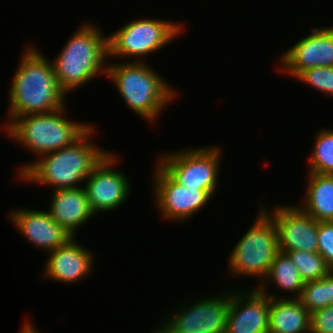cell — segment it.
<instances>
[{"instance_id":"obj_1","label":"cell","mask_w":333,"mask_h":333,"mask_svg":"<svg viewBox=\"0 0 333 333\" xmlns=\"http://www.w3.org/2000/svg\"><path fill=\"white\" fill-rule=\"evenodd\" d=\"M21 54L8 93L6 127L14 118L48 113L66 106V93L60 88L52 60L38 49L27 46Z\"/></svg>"},{"instance_id":"obj_2","label":"cell","mask_w":333,"mask_h":333,"mask_svg":"<svg viewBox=\"0 0 333 333\" xmlns=\"http://www.w3.org/2000/svg\"><path fill=\"white\" fill-rule=\"evenodd\" d=\"M95 129L92 125L71 146L44 154L31 163H23L17 177L29 183L54 187L53 190L83 187L81 183H85L86 178L109 153L94 144L92 134Z\"/></svg>"},{"instance_id":"obj_3","label":"cell","mask_w":333,"mask_h":333,"mask_svg":"<svg viewBox=\"0 0 333 333\" xmlns=\"http://www.w3.org/2000/svg\"><path fill=\"white\" fill-rule=\"evenodd\" d=\"M102 32L92 22H83L53 60L57 83L66 94L85 86L99 73L106 75L108 37Z\"/></svg>"},{"instance_id":"obj_4","label":"cell","mask_w":333,"mask_h":333,"mask_svg":"<svg viewBox=\"0 0 333 333\" xmlns=\"http://www.w3.org/2000/svg\"><path fill=\"white\" fill-rule=\"evenodd\" d=\"M107 65L106 77L114 83L129 109L149 122L158 120L163 109L178 95V91L145 61Z\"/></svg>"},{"instance_id":"obj_5","label":"cell","mask_w":333,"mask_h":333,"mask_svg":"<svg viewBox=\"0 0 333 333\" xmlns=\"http://www.w3.org/2000/svg\"><path fill=\"white\" fill-rule=\"evenodd\" d=\"M66 108L16 117L4 127L3 132L38 157L58 151L71 146L93 125L70 120L66 117Z\"/></svg>"},{"instance_id":"obj_6","label":"cell","mask_w":333,"mask_h":333,"mask_svg":"<svg viewBox=\"0 0 333 333\" xmlns=\"http://www.w3.org/2000/svg\"><path fill=\"white\" fill-rule=\"evenodd\" d=\"M260 208L253 225L248 228L228 255L230 266L228 273L233 277H259V282L262 283L280 250L274 220L263 206Z\"/></svg>"},{"instance_id":"obj_7","label":"cell","mask_w":333,"mask_h":333,"mask_svg":"<svg viewBox=\"0 0 333 333\" xmlns=\"http://www.w3.org/2000/svg\"><path fill=\"white\" fill-rule=\"evenodd\" d=\"M181 22L160 19H137L125 24L108 37V57H130L132 62H144L143 56H148L171 43L181 36ZM179 34V35H178ZM137 57L140 59L137 60Z\"/></svg>"},{"instance_id":"obj_8","label":"cell","mask_w":333,"mask_h":333,"mask_svg":"<svg viewBox=\"0 0 333 333\" xmlns=\"http://www.w3.org/2000/svg\"><path fill=\"white\" fill-rule=\"evenodd\" d=\"M221 154L216 145L180 149L162 153L157 164L178 184L206 190L213 196L218 187Z\"/></svg>"},{"instance_id":"obj_9","label":"cell","mask_w":333,"mask_h":333,"mask_svg":"<svg viewBox=\"0 0 333 333\" xmlns=\"http://www.w3.org/2000/svg\"><path fill=\"white\" fill-rule=\"evenodd\" d=\"M229 306L230 291L197 299L168 315L158 329L161 333H225Z\"/></svg>"},{"instance_id":"obj_10","label":"cell","mask_w":333,"mask_h":333,"mask_svg":"<svg viewBox=\"0 0 333 333\" xmlns=\"http://www.w3.org/2000/svg\"><path fill=\"white\" fill-rule=\"evenodd\" d=\"M154 167V202L161 217L165 220H189L210 202L208 191L198 188H186L175 182L158 164Z\"/></svg>"},{"instance_id":"obj_11","label":"cell","mask_w":333,"mask_h":333,"mask_svg":"<svg viewBox=\"0 0 333 333\" xmlns=\"http://www.w3.org/2000/svg\"><path fill=\"white\" fill-rule=\"evenodd\" d=\"M116 156L109 152L85 180L87 198L95 214L117 209L130 194L129 178L113 168L119 160Z\"/></svg>"},{"instance_id":"obj_12","label":"cell","mask_w":333,"mask_h":333,"mask_svg":"<svg viewBox=\"0 0 333 333\" xmlns=\"http://www.w3.org/2000/svg\"><path fill=\"white\" fill-rule=\"evenodd\" d=\"M274 220L279 250L318 252V221L297 204L275 206L272 211L263 208ZM270 211V212H268Z\"/></svg>"},{"instance_id":"obj_13","label":"cell","mask_w":333,"mask_h":333,"mask_svg":"<svg viewBox=\"0 0 333 333\" xmlns=\"http://www.w3.org/2000/svg\"><path fill=\"white\" fill-rule=\"evenodd\" d=\"M311 32L283 52L277 70L296 79L310 68L333 67V26L312 27Z\"/></svg>"},{"instance_id":"obj_14","label":"cell","mask_w":333,"mask_h":333,"mask_svg":"<svg viewBox=\"0 0 333 333\" xmlns=\"http://www.w3.org/2000/svg\"><path fill=\"white\" fill-rule=\"evenodd\" d=\"M252 288L230 291L225 333H268L271 298Z\"/></svg>"},{"instance_id":"obj_15","label":"cell","mask_w":333,"mask_h":333,"mask_svg":"<svg viewBox=\"0 0 333 333\" xmlns=\"http://www.w3.org/2000/svg\"><path fill=\"white\" fill-rule=\"evenodd\" d=\"M13 210V211H12ZM9 220L36 248L47 253L64 245L73 236L54 221L46 210L13 208Z\"/></svg>"},{"instance_id":"obj_16","label":"cell","mask_w":333,"mask_h":333,"mask_svg":"<svg viewBox=\"0 0 333 333\" xmlns=\"http://www.w3.org/2000/svg\"><path fill=\"white\" fill-rule=\"evenodd\" d=\"M75 238H70L61 247L48 252L44 277L69 284L76 283L92 273L95 256L88 248L77 243Z\"/></svg>"},{"instance_id":"obj_17","label":"cell","mask_w":333,"mask_h":333,"mask_svg":"<svg viewBox=\"0 0 333 333\" xmlns=\"http://www.w3.org/2000/svg\"><path fill=\"white\" fill-rule=\"evenodd\" d=\"M50 208L51 218L73 237L83 224L96 215L90 207L85 187L53 190Z\"/></svg>"},{"instance_id":"obj_18","label":"cell","mask_w":333,"mask_h":333,"mask_svg":"<svg viewBox=\"0 0 333 333\" xmlns=\"http://www.w3.org/2000/svg\"><path fill=\"white\" fill-rule=\"evenodd\" d=\"M260 292L271 298L268 333H310V312L298 298Z\"/></svg>"},{"instance_id":"obj_19","label":"cell","mask_w":333,"mask_h":333,"mask_svg":"<svg viewBox=\"0 0 333 333\" xmlns=\"http://www.w3.org/2000/svg\"><path fill=\"white\" fill-rule=\"evenodd\" d=\"M304 201L297 204L318 222L333 221V175L308 172Z\"/></svg>"},{"instance_id":"obj_20","label":"cell","mask_w":333,"mask_h":333,"mask_svg":"<svg viewBox=\"0 0 333 333\" xmlns=\"http://www.w3.org/2000/svg\"><path fill=\"white\" fill-rule=\"evenodd\" d=\"M304 283L305 282L301 279L298 269L292 263L289 256L286 253L279 251L275 256L264 281L258 283L256 288L259 291H266L267 286L272 284L276 285V288L278 287L281 291L289 292L291 295L294 293L292 297L294 296L293 298H298L304 287Z\"/></svg>"},{"instance_id":"obj_21","label":"cell","mask_w":333,"mask_h":333,"mask_svg":"<svg viewBox=\"0 0 333 333\" xmlns=\"http://www.w3.org/2000/svg\"><path fill=\"white\" fill-rule=\"evenodd\" d=\"M298 299L310 313L333 305V270L322 279L305 282Z\"/></svg>"},{"instance_id":"obj_22","label":"cell","mask_w":333,"mask_h":333,"mask_svg":"<svg viewBox=\"0 0 333 333\" xmlns=\"http://www.w3.org/2000/svg\"><path fill=\"white\" fill-rule=\"evenodd\" d=\"M316 135L309 172L333 175V130L323 128Z\"/></svg>"},{"instance_id":"obj_23","label":"cell","mask_w":333,"mask_h":333,"mask_svg":"<svg viewBox=\"0 0 333 333\" xmlns=\"http://www.w3.org/2000/svg\"><path fill=\"white\" fill-rule=\"evenodd\" d=\"M299 271L304 282L315 281L327 276L332 269L318 252H306L303 250L285 252Z\"/></svg>"},{"instance_id":"obj_24","label":"cell","mask_w":333,"mask_h":333,"mask_svg":"<svg viewBox=\"0 0 333 333\" xmlns=\"http://www.w3.org/2000/svg\"><path fill=\"white\" fill-rule=\"evenodd\" d=\"M296 80L317 89L327 96H333V67H315L303 71Z\"/></svg>"},{"instance_id":"obj_25","label":"cell","mask_w":333,"mask_h":333,"mask_svg":"<svg viewBox=\"0 0 333 333\" xmlns=\"http://www.w3.org/2000/svg\"><path fill=\"white\" fill-rule=\"evenodd\" d=\"M318 253L333 270V221L318 222Z\"/></svg>"},{"instance_id":"obj_26","label":"cell","mask_w":333,"mask_h":333,"mask_svg":"<svg viewBox=\"0 0 333 333\" xmlns=\"http://www.w3.org/2000/svg\"><path fill=\"white\" fill-rule=\"evenodd\" d=\"M310 333H333V305L310 313Z\"/></svg>"},{"instance_id":"obj_27","label":"cell","mask_w":333,"mask_h":333,"mask_svg":"<svg viewBox=\"0 0 333 333\" xmlns=\"http://www.w3.org/2000/svg\"><path fill=\"white\" fill-rule=\"evenodd\" d=\"M19 333H39V331H37L36 327H34V324H31V322L28 320L24 322V325L21 327Z\"/></svg>"},{"instance_id":"obj_28","label":"cell","mask_w":333,"mask_h":333,"mask_svg":"<svg viewBox=\"0 0 333 333\" xmlns=\"http://www.w3.org/2000/svg\"><path fill=\"white\" fill-rule=\"evenodd\" d=\"M155 330V331H154ZM153 333H161L158 328L154 329Z\"/></svg>"}]
</instances>
